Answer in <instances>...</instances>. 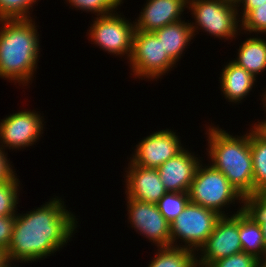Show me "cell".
<instances>
[{
	"mask_svg": "<svg viewBox=\"0 0 266 267\" xmlns=\"http://www.w3.org/2000/svg\"><path fill=\"white\" fill-rule=\"evenodd\" d=\"M26 214H16L8 260L36 261L60 249L73 235L76 218L57 198ZM67 241V242H66Z\"/></svg>",
	"mask_w": 266,
	"mask_h": 267,
	"instance_id": "cell-1",
	"label": "cell"
},
{
	"mask_svg": "<svg viewBox=\"0 0 266 267\" xmlns=\"http://www.w3.org/2000/svg\"><path fill=\"white\" fill-rule=\"evenodd\" d=\"M0 22L3 27L0 31V77L28 84L39 56L35 22L31 18L2 19Z\"/></svg>",
	"mask_w": 266,
	"mask_h": 267,
	"instance_id": "cell-2",
	"label": "cell"
},
{
	"mask_svg": "<svg viewBox=\"0 0 266 267\" xmlns=\"http://www.w3.org/2000/svg\"><path fill=\"white\" fill-rule=\"evenodd\" d=\"M208 129L211 165L221 171L243 197L255 194L250 133L236 138L218 127Z\"/></svg>",
	"mask_w": 266,
	"mask_h": 267,
	"instance_id": "cell-3",
	"label": "cell"
},
{
	"mask_svg": "<svg viewBox=\"0 0 266 267\" xmlns=\"http://www.w3.org/2000/svg\"><path fill=\"white\" fill-rule=\"evenodd\" d=\"M199 164L188 191L191 203L214 210L222 216L223 206L232 204L235 199L243 200V196L227 180L225 175L211 164ZM222 208V209H221Z\"/></svg>",
	"mask_w": 266,
	"mask_h": 267,
	"instance_id": "cell-4",
	"label": "cell"
},
{
	"mask_svg": "<svg viewBox=\"0 0 266 267\" xmlns=\"http://www.w3.org/2000/svg\"><path fill=\"white\" fill-rule=\"evenodd\" d=\"M221 216L214 210L189 202L170 224L171 246H177L174 242L180 238L186 243L182 247L193 251L199 250L206 243Z\"/></svg>",
	"mask_w": 266,
	"mask_h": 267,
	"instance_id": "cell-5",
	"label": "cell"
},
{
	"mask_svg": "<svg viewBox=\"0 0 266 267\" xmlns=\"http://www.w3.org/2000/svg\"><path fill=\"white\" fill-rule=\"evenodd\" d=\"M136 77L159 78L176 64L164 51L154 32L134 31L129 59Z\"/></svg>",
	"mask_w": 266,
	"mask_h": 267,
	"instance_id": "cell-6",
	"label": "cell"
},
{
	"mask_svg": "<svg viewBox=\"0 0 266 267\" xmlns=\"http://www.w3.org/2000/svg\"><path fill=\"white\" fill-rule=\"evenodd\" d=\"M187 4L200 29L218 38H235L240 22L237 6L221 0H188Z\"/></svg>",
	"mask_w": 266,
	"mask_h": 267,
	"instance_id": "cell-7",
	"label": "cell"
},
{
	"mask_svg": "<svg viewBox=\"0 0 266 267\" xmlns=\"http://www.w3.org/2000/svg\"><path fill=\"white\" fill-rule=\"evenodd\" d=\"M93 23L89 30L90 33H88L92 42L94 41L108 53L126 54L130 59L135 31L134 24L115 13L96 17Z\"/></svg>",
	"mask_w": 266,
	"mask_h": 267,
	"instance_id": "cell-8",
	"label": "cell"
},
{
	"mask_svg": "<svg viewBox=\"0 0 266 267\" xmlns=\"http://www.w3.org/2000/svg\"><path fill=\"white\" fill-rule=\"evenodd\" d=\"M241 211L242 207L230 218L227 215L221 216L206 243L200 248L203 255L199 260L197 259L198 267H208L217 259L243 252L239 239V212Z\"/></svg>",
	"mask_w": 266,
	"mask_h": 267,
	"instance_id": "cell-9",
	"label": "cell"
},
{
	"mask_svg": "<svg viewBox=\"0 0 266 267\" xmlns=\"http://www.w3.org/2000/svg\"><path fill=\"white\" fill-rule=\"evenodd\" d=\"M128 199V213L132 227L158 244L157 247L171 246L170 224L163 217L157 204Z\"/></svg>",
	"mask_w": 266,
	"mask_h": 267,
	"instance_id": "cell-10",
	"label": "cell"
},
{
	"mask_svg": "<svg viewBox=\"0 0 266 267\" xmlns=\"http://www.w3.org/2000/svg\"><path fill=\"white\" fill-rule=\"evenodd\" d=\"M41 118L40 114L34 111H19L3 119L0 122L1 148L3 146L2 149H19L34 144L43 131Z\"/></svg>",
	"mask_w": 266,
	"mask_h": 267,
	"instance_id": "cell-11",
	"label": "cell"
},
{
	"mask_svg": "<svg viewBox=\"0 0 266 267\" xmlns=\"http://www.w3.org/2000/svg\"><path fill=\"white\" fill-rule=\"evenodd\" d=\"M136 147L131 162L155 169L184 149L178 136L169 129L152 133L141 140Z\"/></svg>",
	"mask_w": 266,
	"mask_h": 267,
	"instance_id": "cell-12",
	"label": "cell"
},
{
	"mask_svg": "<svg viewBox=\"0 0 266 267\" xmlns=\"http://www.w3.org/2000/svg\"><path fill=\"white\" fill-rule=\"evenodd\" d=\"M191 154L188 150L183 149L157 168L167 192L188 193L200 164L198 157Z\"/></svg>",
	"mask_w": 266,
	"mask_h": 267,
	"instance_id": "cell-13",
	"label": "cell"
},
{
	"mask_svg": "<svg viewBox=\"0 0 266 267\" xmlns=\"http://www.w3.org/2000/svg\"><path fill=\"white\" fill-rule=\"evenodd\" d=\"M127 168L126 194L127 198L140 200L147 203L157 204L167 193L165 186L161 182L158 170L129 163Z\"/></svg>",
	"mask_w": 266,
	"mask_h": 267,
	"instance_id": "cell-14",
	"label": "cell"
},
{
	"mask_svg": "<svg viewBox=\"0 0 266 267\" xmlns=\"http://www.w3.org/2000/svg\"><path fill=\"white\" fill-rule=\"evenodd\" d=\"M143 12L137 22L135 30L154 32L168 24L181 20L180 16L188 0H147Z\"/></svg>",
	"mask_w": 266,
	"mask_h": 267,
	"instance_id": "cell-15",
	"label": "cell"
},
{
	"mask_svg": "<svg viewBox=\"0 0 266 267\" xmlns=\"http://www.w3.org/2000/svg\"><path fill=\"white\" fill-rule=\"evenodd\" d=\"M198 28L193 23L178 21L168 24L160 29L154 31L155 35L161 41L164 51L175 62L181 58L188 42L191 41L195 34V29Z\"/></svg>",
	"mask_w": 266,
	"mask_h": 267,
	"instance_id": "cell-16",
	"label": "cell"
},
{
	"mask_svg": "<svg viewBox=\"0 0 266 267\" xmlns=\"http://www.w3.org/2000/svg\"><path fill=\"white\" fill-rule=\"evenodd\" d=\"M220 80L225 98L230 102L237 103L250 93L256 78L244 68L230 61L222 70Z\"/></svg>",
	"mask_w": 266,
	"mask_h": 267,
	"instance_id": "cell-17",
	"label": "cell"
},
{
	"mask_svg": "<svg viewBox=\"0 0 266 267\" xmlns=\"http://www.w3.org/2000/svg\"><path fill=\"white\" fill-rule=\"evenodd\" d=\"M233 62L257 77L258 73L266 69L265 39L253 37L245 40L239 47L237 60Z\"/></svg>",
	"mask_w": 266,
	"mask_h": 267,
	"instance_id": "cell-18",
	"label": "cell"
},
{
	"mask_svg": "<svg viewBox=\"0 0 266 267\" xmlns=\"http://www.w3.org/2000/svg\"><path fill=\"white\" fill-rule=\"evenodd\" d=\"M239 239L243 252L253 255L261 262L265 260L266 246L261 227L243 211L239 212Z\"/></svg>",
	"mask_w": 266,
	"mask_h": 267,
	"instance_id": "cell-19",
	"label": "cell"
},
{
	"mask_svg": "<svg viewBox=\"0 0 266 267\" xmlns=\"http://www.w3.org/2000/svg\"><path fill=\"white\" fill-rule=\"evenodd\" d=\"M181 246L158 248L156 257L148 267H197L196 252Z\"/></svg>",
	"mask_w": 266,
	"mask_h": 267,
	"instance_id": "cell-20",
	"label": "cell"
},
{
	"mask_svg": "<svg viewBox=\"0 0 266 267\" xmlns=\"http://www.w3.org/2000/svg\"><path fill=\"white\" fill-rule=\"evenodd\" d=\"M250 131V149L255 194L266 193V140L254 129Z\"/></svg>",
	"mask_w": 266,
	"mask_h": 267,
	"instance_id": "cell-21",
	"label": "cell"
},
{
	"mask_svg": "<svg viewBox=\"0 0 266 267\" xmlns=\"http://www.w3.org/2000/svg\"><path fill=\"white\" fill-rule=\"evenodd\" d=\"M241 203L248 218L260 225L266 246V193L245 195Z\"/></svg>",
	"mask_w": 266,
	"mask_h": 267,
	"instance_id": "cell-22",
	"label": "cell"
},
{
	"mask_svg": "<svg viewBox=\"0 0 266 267\" xmlns=\"http://www.w3.org/2000/svg\"><path fill=\"white\" fill-rule=\"evenodd\" d=\"M190 202L185 192H167L157 203L163 217L171 224Z\"/></svg>",
	"mask_w": 266,
	"mask_h": 267,
	"instance_id": "cell-23",
	"label": "cell"
},
{
	"mask_svg": "<svg viewBox=\"0 0 266 267\" xmlns=\"http://www.w3.org/2000/svg\"><path fill=\"white\" fill-rule=\"evenodd\" d=\"M17 177L12 181L0 183V216H16V204H18Z\"/></svg>",
	"mask_w": 266,
	"mask_h": 267,
	"instance_id": "cell-24",
	"label": "cell"
},
{
	"mask_svg": "<svg viewBox=\"0 0 266 267\" xmlns=\"http://www.w3.org/2000/svg\"><path fill=\"white\" fill-rule=\"evenodd\" d=\"M37 0H0V20L29 19V9Z\"/></svg>",
	"mask_w": 266,
	"mask_h": 267,
	"instance_id": "cell-25",
	"label": "cell"
},
{
	"mask_svg": "<svg viewBox=\"0 0 266 267\" xmlns=\"http://www.w3.org/2000/svg\"><path fill=\"white\" fill-rule=\"evenodd\" d=\"M75 8L83 11H92L97 16L112 14L114 9L121 5L122 0H67Z\"/></svg>",
	"mask_w": 266,
	"mask_h": 267,
	"instance_id": "cell-26",
	"label": "cell"
},
{
	"mask_svg": "<svg viewBox=\"0 0 266 267\" xmlns=\"http://www.w3.org/2000/svg\"><path fill=\"white\" fill-rule=\"evenodd\" d=\"M241 29L251 32H261L266 34V4L258 5L251 10L243 19Z\"/></svg>",
	"mask_w": 266,
	"mask_h": 267,
	"instance_id": "cell-27",
	"label": "cell"
},
{
	"mask_svg": "<svg viewBox=\"0 0 266 267\" xmlns=\"http://www.w3.org/2000/svg\"><path fill=\"white\" fill-rule=\"evenodd\" d=\"M208 267H262V262L251 254L240 252L226 258L217 259Z\"/></svg>",
	"mask_w": 266,
	"mask_h": 267,
	"instance_id": "cell-28",
	"label": "cell"
},
{
	"mask_svg": "<svg viewBox=\"0 0 266 267\" xmlns=\"http://www.w3.org/2000/svg\"><path fill=\"white\" fill-rule=\"evenodd\" d=\"M16 216H0V247L7 250Z\"/></svg>",
	"mask_w": 266,
	"mask_h": 267,
	"instance_id": "cell-29",
	"label": "cell"
},
{
	"mask_svg": "<svg viewBox=\"0 0 266 267\" xmlns=\"http://www.w3.org/2000/svg\"><path fill=\"white\" fill-rule=\"evenodd\" d=\"M11 168L4 150L0 147V183L12 181L16 177Z\"/></svg>",
	"mask_w": 266,
	"mask_h": 267,
	"instance_id": "cell-30",
	"label": "cell"
},
{
	"mask_svg": "<svg viewBox=\"0 0 266 267\" xmlns=\"http://www.w3.org/2000/svg\"><path fill=\"white\" fill-rule=\"evenodd\" d=\"M243 4V15L242 19L254 8L258 7V5L266 4V0H240L239 4Z\"/></svg>",
	"mask_w": 266,
	"mask_h": 267,
	"instance_id": "cell-31",
	"label": "cell"
},
{
	"mask_svg": "<svg viewBox=\"0 0 266 267\" xmlns=\"http://www.w3.org/2000/svg\"><path fill=\"white\" fill-rule=\"evenodd\" d=\"M263 139L266 140V120L255 124L253 128Z\"/></svg>",
	"mask_w": 266,
	"mask_h": 267,
	"instance_id": "cell-32",
	"label": "cell"
},
{
	"mask_svg": "<svg viewBox=\"0 0 266 267\" xmlns=\"http://www.w3.org/2000/svg\"><path fill=\"white\" fill-rule=\"evenodd\" d=\"M8 262L7 251L0 247V267H3Z\"/></svg>",
	"mask_w": 266,
	"mask_h": 267,
	"instance_id": "cell-33",
	"label": "cell"
},
{
	"mask_svg": "<svg viewBox=\"0 0 266 267\" xmlns=\"http://www.w3.org/2000/svg\"><path fill=\"white\" fill-rule=\"evenodd\" d=\"M221 1H224V2H227V3H231V4H233V5H235V6H237V7H239V1L240 0H221Z\"/></svg>",
	"mask_w": 266,
	"mask_h": 267,
	"instance_id": "cell-34",
	"label": "cell"
},
{
	"mask_svg": "<svg viewBox=\"0 0 266 267\" xmlns=\"http://www.w3.org/2000/svg\"><path fill=\"white\" fill-rule=\"evenodd\" d=\"M263 97H264L263 100H264V103H265V105L263 107H266V91H265V94H264Z\"/></svg>",
	"mask_w": 266,
	"mask_h": 267,
	"instance_id": "cell-35",
	"label": "cell"
},
{
	"mask_svg": "<svg viewBox=\"0 0 266 267\" xmlns=\"http://www.w3.org/2000/svg\"><path fill=\"white\" fill-rule=\"evenodd\" d=\"M12 264H11V262L9 261L7 264H5L3 267H12L11 266Z\"/></svg>",
	"mask_w": 266,
	"mask_h": 267,
	"instance_id": "cell-36",
	"label": "cell"
},
{
	"mask_svg": "<svg viewBox=\"0 0 266 267\" xmlns=\"http://www.w3.org/2000/svg\"><path fill=\"white\" fill-rule=\"evenodd\" d=\"M262 266H266V258H265V260L262 262Z\"/></svg>",
	"mask_w": 266,
	"mask_h": 267,
	"instance_id": "cell-37",
	"label": "cell"
}]
</instances>
